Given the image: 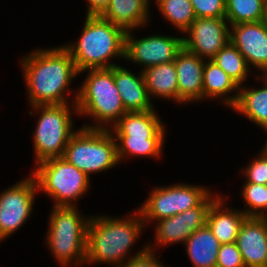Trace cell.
<instances>
[{"mask_svg":"<svg viewBox=\"0 0 267 267\" xmlns=\"http://www.w3.org/2000/svg\"><path fill=\"white\" fill-rule=\"evenodd\" d=\"M18 61L29 106L76 103L78 89L69 87L78 77V71L63 45L34 49ZM71 95L74 96L70 98Z\"/></svg>","mask_w":267,"mask_h":267,"instance_id":"obj_1","label":"cell"},{"mask_svg":"<svg viewBox=\"0 0 267 267\" xmlns=\"http://www.w3.org/2000/svg\"><path fill=\"white\" fill-rule=\"evenodd\" d=\"M145 230L146 225L138 209L124 217L91 215L87 227L85 266L107 264L120 267L129 259L143 254L148 250L147 241L135 254L131 253V249Z\"/></svg>","mask_w":267,"mask_h":267,"instance_id":"obj_2","label":"cell"},{"mask_svg":"<svg viewBox=\"0 0 267 267\" xmlns=\"http://www.w3.org/2000/svg\"><path fill=\"white\" fill-rule=\"evenodd\" d=\"M83 23L79 38L63 44L78 73L88 69H109L118 65L115 59H125L126 31L123 28L100 15H85Z\"/></svg>","mask_w":267,"mask_h":267,"instance_id":"obj_3","label":"cell"},{"mask_svg":"<svg viewBox=\"0 0 267 267\" xmlns=\"http://www.w3.org/2000/svg\"><path fill=\"white\" fill-rule=\"evenodd\" d=\"M78 89L76 106L78 116L94 121L82 127L110 130L126 113L120 93L114 83V67L109 69H88Z\"/></svg>","mask_w":267,"mask_h":267,"instance_id":"obj_4","label":"cell"},{"mask_svg":"<svg viewBox=\"0 0 267 267\" xmlns=\"http://www.w3.org/2000/svg\"><path fill=\"white\" fill-rule=\"evenodd\" d=\"M48 216L44 242L56 263L60 267H85L91 215L82 214L78 206H52Z\"/></svg>","mask_w":267,"mask_h":267,"instance_id":"obj_5","label":"cell"},{"mask_svg":"<svg viewBox=\"0 0 267 267\" xmlns=\"http://www.w3.org/2000/svg\"><path fill=\"white\" fill-rule=\"evenodd\" d=\"M157 112H126L110 129L117 141L119 163L131 157L161 159L168 131Z\"/></svg>","mask_w":267,"mask_h":267,"instance_id":"obj_6","label":"cell"},{"mask_svg":"<svg viewBox=\"0 0 267 267\" xmlns=\"http://www.w3.org/2000/svg\"><path fill=\"white\" fill-rule=\"evenodd\" d=\"M29 112L30 116L38 117L31 135L35 166L50 158L63 157L71 136L78 130L72 119L74 114L78 117L76 103L30 106Z\"/></svg>","mask_w":267,"mask_h":267,"instance_id":"obj_7","label":"cell"},{"mask_svg":"<svg viewBox=\"0 0 267 267\" xmlns=\"http://www.w3.org/2000/svg\"><path fill=\"white\" fill-rule=\"evenodd\" d=\"M71 136L63 157L77 169L90 175L106 172L119 163L117 141L111 130L80 125Z\"/></svg>","mask_w":267,"mask_h":267,"instance_id":"obj_8","label":"cell"},{"mask_svg":"<svg viewBox=\"0 0 267 267\" xmlns=\"http://www.w3.org/2000/svg\"><path fill=\"white\" fill-rule=\"evenodd\" d=\"M30 174L36 180L38 192L50 197L53 206H77L76 202L92 188L91 179L64 157L42 161Z\"/></svg>","mask_w":267,"mask_h":267,"instance_id":"obj_9","label":"cell"},{"mask_svg":"<svg viewBox=\"0 0 267 267\" xmlns=\"http://www.w3.org/2000/svg\"><path fill=\"white\" fill-rule=\"evenodd\" d=\"M212 191L210 187L180 181L173 185H158L148 192L146 200L137 209L148 228L157 221L199 206Z\"/></svg>","mask_w":267,"mask_h":267,"instance_id":"obj_10","label":"cell"},{"mask_svg":"<svg viewBox=\"0 0 267 267\" xmlns=\"http://www.w3.org/2000/svg\"><path fill=\"white\" fill-rule=\"evenodd\" d=\"M38 193L31 174L0 192V243L18 232L31 218Z\"/></svg>","mask_w":267,"mask_h":267,"instance_id":"obj_11","label":"cell"},{"mask_svg":"<svg viewBox=\"0 0 267 267\" xmlns=\"http://www.w3.org/2000/svg\"><path fill=\"white\" fill-rule=\"evenodd\" d=\"M220 194L213 191L199 206L155 222L154 240L147 239L148 250L158 253L156 250L161 247L184 244L197 229L206 226L210 206Z\"/></svg>","mask_w":267,"mask_h":267,"instance_id":"obj_12","label":"cell"},{"mask_svg":"<svg viewBox=\"0 0 267 267\" xmlns=\"http://www.w3.org/2000/svg\"><path fill=\"white\" fill-rule=\"evenodd\" d=\"M134 30L126 31L125 35V59L124 62L135 63L144 69L174 62L177 54L183 48V35L149 34L144 37H137ZM142 66V67H141Z\"/></svg>","mask_w":267,"mask_h":267,"instance_id":"obj_13","label":"cell"},{"mask_svg":"<svg viewBox=\"0 0 267 267\" xmlns=\"http://www.w3.org/2000/svg\"><path fill=\"white\" fill-rule=\"evenodd\" d=\"M182 35L183 47L212 60L230 42V25L225 17L197 18Z\"/></svg>","mask_w":267,"mask_h":267,"instance_id":"obj_14","label":"cell"},{"mask_svg":"<svg viewBox=\"0 0 267 267\" xmlns=\"http://www.w3.org/2000/svg\"><path fill=\"white\" fill-rule=\"evenodd\" d=\"M230 42L251 70L259 71L256 75L267 67V25L264 20L230 25Z\"/></svg>","mask_w":267,"mask_h":267,"instance_id":"obj_15","label":"cell"},{"mask_svg":"<svg viewBox=\"0 0 267 267\" xmlns=\"http://www.w3.org/2000/svg\"><path fill=\"white\" fill-rule=\"evenodd\" d=\"M179 104L203 102V69L205 60L183 47L175 60Z\"/></svg>","mask_w":267,"mask_h":267,"instance_id":"obj_16","label":"cell"},{"mask_svg":"<svg viewBox=\"0 0 267 267\" xmlns=\"http://www.w3.org/2000/svg\"><path fill=\"white\" fill-rule=\"evenodd\" d=\"M235 243L245 267H267V217H246Z\"/></svg>","mask_w":267,"mask_h":267,"instance_id":"obj_17","label":"cell"},{"mask_svg":"<svg viewBox=\"0 0 267 267\" xmlns=\"http://www.w3.org/2000/svg\"><path fill=\"white\" fill-rule=\"evenodd\" d=\"M127 69L123 65L114 66V83L120 93L121 101L126 112H145L154 110V102L149 98L144 76Z\"/></svg>","mask_w":267,"mask_h":267,"instance_id":"obj_18","label":"cell"},{"mask_svg":"<svg viewBox=\"0 0 267 267\" xmlns=\"http://www.w3.org/2000/svg\"><path fill=\"white\" fill-rule=\"evenodd\" d=\"M227 196L229 195L223 197V193L220 194L212 202L207 216L206 225L220 244L236 242L240 227L247 217L238 208L228 205L227 201L230 200Z\"/></svg>","mask_w":267,"mask_h":267,"instance_id":"obj_19","label":"cell"},{"mask_svg":"<svg viewBox=\"0 0 267 267\" xmlns=\"http://www.w3.org/2000/svg\"><path fill=\"white\" fill-rule=\"evenodd\" d=\"M150 3L152 0H111L100 16L125 31H136L150 24Z\"/></svg>","mask_w":267,"mask_h":267,"instance_id":"obj_20","label":"cell"},{"mask_svg":"<svg viewBox=\"0 0 267 267\" xmlns=\"http://www.w3.org/2000/svg\"><path fill=\"white\" fill-rule=\"evenodd\" d=\"M240 86L212 60H205L203 69V101L221 102L231 109L237 102ZM208 99V100H207Z\"/></svg>","mask_w":267,"mask_h":267,"instance_id":"obj_21","label":"cell"},{"mask_svg":"<svg viewBox=\"0 0 267 267\" xmlns=\"http://www.w3.org/2000/svg\"><path fill=\"white\" fill-rule=\"evenodd\" d=\"M252 76L255 83L260 80L263 85L259 88L255 85L248 87V84L240 86L237 102L230 110L243 115L244 118L265 131L267 129V84L256 74Z\"/></svg>","mask_w":267,"mask_h":267,"instance_id":"obj_22","label":"cell"},{"mask_svg":"<svg viewBox=\"0 0 267 267\" xmlns=\"http://www.w3.org/2000/svg\"><path fill=\"white\" fill-rule=\"evenodd\" d=\"M149 98L171 100L179 106L177 72L174 62L148 67L142 71ZM156 97V98H155Z\"/></svg>","mask_w":267,"mask_h":267,"instance_id":"obj_23","label":"cell"},{"mask_svg":"<svg viewBox=\"0 0 267 267\" xmlns=\"http://www.w3.org/2000/svg\"><path fill=\"white\" fill-rule=\"evenodd\" d=\"M183 245L193 267H216L221 244L207 225L197 229Z\"/></svg>","mask_w":267,"mask_h":267,"instance_id":"obj_24","label":"cell"},{"mask_svg":"<svg viewBox=\"0 0 267 267\" xmlns=\"http://www.w3.org/2000/svg\"><path fill=\"white\" fill-rule=\"evenodd\" d=\"M212 61L239 86L245 85L248 76L254 74L243 55L231 42L224 46Z\"/></svg>","mask_w":267,"mask_h":267,"instance_id":"obj_25","label":"cell"},{"mask_svg":"<svg viewBox=\"0 0 267 267\" xmlns=\"http://www.w3.org/2000/svg\"><path fill=\"white\" fill-rule=\"evenodd\" d=\"M158 12L171 26L184 33L197 19L190 0H155Z\"/></svg>","mask_w":267,"mask_h":267,"instance_id":"obj_26","label":"cell"},{"mask_svg":"<svg viewBox=\"0 0 267 267\" xmlns=\"http://www.w3.org/2000/svg\"><path fill=\"white\" fill-rule=\"evenodd\" d=\"M266 0H226L225 18L229 25L264 20Z\"/></svg>","mask_w":267,"mask_h":267,"instance_id":"obj_27","label":"cell"},{"mask_svg":"<svg viewBox=\"0 0 267 267\" xmlns=\"http://www.w3.org/2000/svg\"><path fill=\"white\" fill-rule=\"evenodd\" d=\"M240 194L247 217H267V185L243 183Z\"/></svg>","mask_w":267,"mask_h":267,"instance_id":"obj_28","label":"cell"},{"mask_svg":"<svg viewBox=\"0 0 267 267\" xmlns=\"http://www.w3.org/2000/svg\"><path fill=\"white\" fill-rule=\"evenodd\" d=\"M241 168L244 183L267 185V152L263 148L247 166Z\"/></svg>","mask_w":267,"mask_h":267,"instance_id":"obj_29","label":"cell"},{"mask_svg":"<svg viewBox=\"0 0 267 267\" xmlns=\"http://www.w3.org/2000/svg\"><path fill=\"white\" fill-rule=\"evenodd\" d=\"M197 18L225 17L226 0H190Z\"/></svg>","mask_w":267,"mask_h":267,"instance_id":"obj_30","label":"cell"},{"mask_svg":"<svg viewBox=\"0 0 267 267\" xmlns=\"http://www.w3.org/2000/svg\"><path fill=\"white\" fill-rule=\"evenodd\" d=\"M216 267H245L235 242L220 245Z\"/></svg>","mask_w":267,"mask_h":267,"instance_id":"obj_31","label":"cell"},{"mask_svg":"<svg viewBox=\"0 0 267 267\" xmlns=\"http://www.w3.org/2000/svg\"><path fill=\"white\" fill-rule=\"evenodd\" d=\"M120 267H167L163 264L157 253L147 250L143 254L129 259Z\"/></svg>","mask_w":267,"mask_h":267,"instance_id":"obj_32","label":"cell"},{"mask_svg":"<svg viewBox=\"0 0 267 267\" xmlns=\"http://www.w3.org/2000/svg\"><path fill=\"white\" fill-rule=\"evenodd\" d=\"M86 15H101L110 4L111 0H85Z\"/></svg>","mask_w":267,"mask_h":267,"instance_id":"obj_33","label":"cell"},{"mask_svg":"<svg viewBox=\"0 0 267 267\" xmlns=\"http://www.w3.org/2000/svg\"><path fill=\"white\" fill-rule=\"evenodd\" d=\"M257 76L267 84V67Z\"/></svg>","mask_w":267,"mask_h":267,"instance_id":"obj_34","label":"cell"},{"mask_svg":"<svg viewBox=\"0 0 267 267\" xmlns=\"http://www.w3.org/2000/svg\"><path fill=\"white\" fill-rule=\"evenodd\" d=\"M264 22L266 23L267 25V0L265 2V17H264Z\"/></svg>","mask_w":267,"mask_h":267,"instance_id":"obj_35","label":"cell"},{"mask_svg":"<svg viewBox=\"0 0 267 267\" xmlns=\"http://www.w3.org/2000/svg\"><path fill=\"white\" fill-rule=\"evenodd\" d=\"M265 134H267V129L265 130ZM263 149L267 152V140H266V142H265V145L263 146Z\"/></svg>","mask_w":267,"mask_h":267,"instance_id":"obj_36","label":"cell"}]
</instances>
